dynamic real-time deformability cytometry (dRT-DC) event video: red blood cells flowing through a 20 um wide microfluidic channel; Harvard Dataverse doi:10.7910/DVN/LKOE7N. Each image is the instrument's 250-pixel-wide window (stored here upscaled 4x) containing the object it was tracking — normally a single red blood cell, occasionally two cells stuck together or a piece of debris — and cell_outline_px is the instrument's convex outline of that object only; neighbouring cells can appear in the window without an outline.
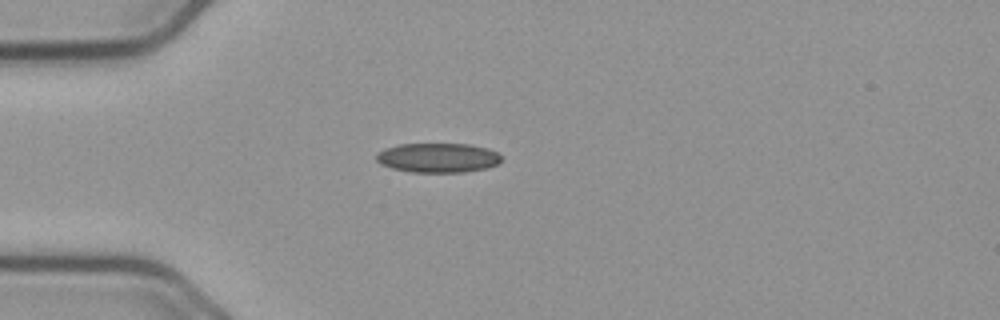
{"species": "common noctule bat (a hibernating species)", "species_latin": "Nyctalus noctula", "temperature_condition": "cold", "stored_images_in_passage": 38, "camera_frame_rate_fps": 3000, "um_per_image_px": 0.085, "animal": {"sex": "male", "body_mass_g": 23.1, "forearm_length_mm": 52.7}, "frame": {"image": 1, "passage_image": 1, "time_ms": 0.0, "image_size_px": [1000, 320], "cell_outline_px": [[500, 160], [496, 164], [488, 168], [464, 172], [412, 172], [392, 168], [380, 164], [376, 160], [376, 152], [384, 148], [400, 144], [468, 144], [488, 148], [496, 152], [500, 156]], "centroid_in_image_um": [37.18, 13.41], "position_along_channel_um": 47.8, "area_um2": 21.5}}
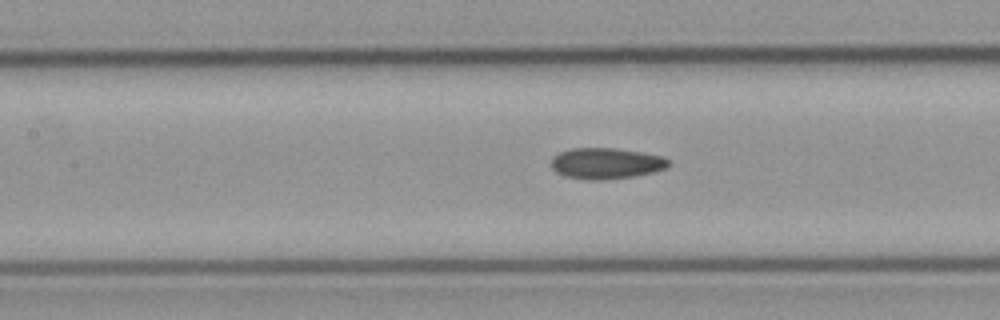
{"frame": {"image": 2, "passage_image": 11, "time_ms": 3.333, "image_size_px": [1000, 320], "cell_outline_px": [[668, 168], [656, 172], [632, 176], [604, 180], [588, 180], [564, 176], [556, 172], [552, 168], [552, 156], [560, 152], [572, 148], [612, 148], [640, 152], [660, 156], [668, 160]], "centroid_in_image_um": [51.49, 13.9], "position_along_channel_um": 155.9, "area_um2": 21.15}}
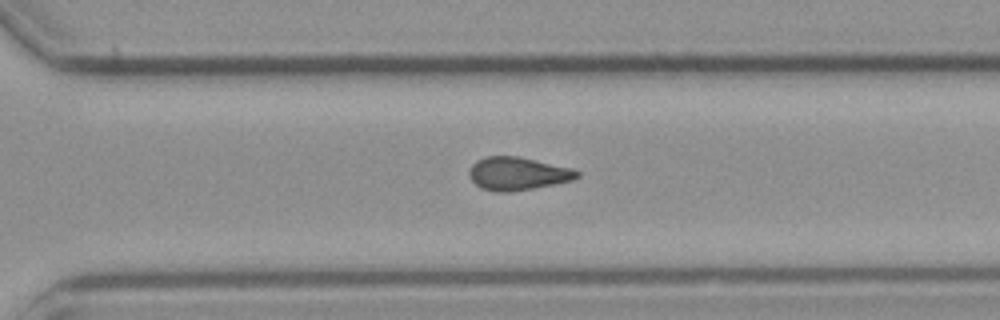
{"frame": {"image": 3, "passage_image": 25, "time_ms": 8.0, "image_size_px": [1000, 320], "cell_outline_px": [[580, 176], [572, 180], [512, 192], [496, 192], [480, 188], [472, 180], [468, 172], [472, 164], [476, 160], [484, 156], [520, 156], [572, 168], [580, 172]], "centroid_in_image_um": [43.98, 14.75], "position_along_channel_um": 326.6, "area_um2": 20.87}, "authors_computed_cell_mechanics": {"area_um2": 20.7213, "velocity_mm_per_s": 3.6768, "shape_relaxation_time_tau1_ms": null, "shape_relaxation_time_tau2_ms": 4.6368, "deformation_change_tau1": null, "deformation_change_tau2": 0.1069}}